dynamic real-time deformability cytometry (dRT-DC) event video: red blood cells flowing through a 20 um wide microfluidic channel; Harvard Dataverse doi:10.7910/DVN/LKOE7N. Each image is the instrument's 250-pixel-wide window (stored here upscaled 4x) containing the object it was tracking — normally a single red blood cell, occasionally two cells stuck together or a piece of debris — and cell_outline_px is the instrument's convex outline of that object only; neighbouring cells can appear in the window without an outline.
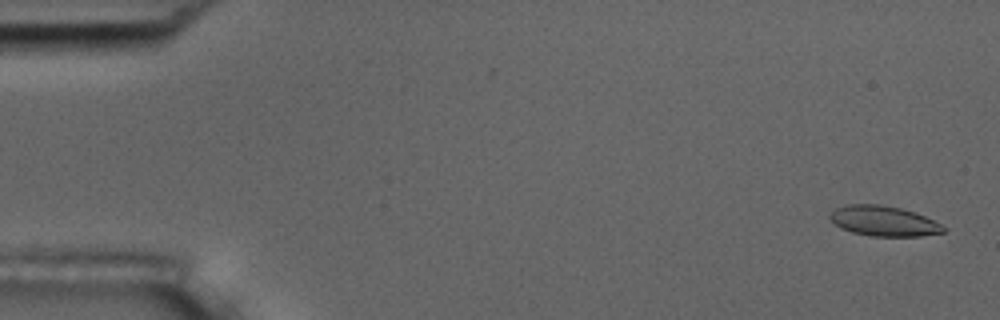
{"species": "common noctule bat (a hibernating species)", "species_latin": "Nyctalus noctula", "temperature_condition": "room temperature", "stored_images_in_passage": 55, "camera_frame_rate_fps": 3000, "um_per_image_px": 0.085, "animal": {"sex": "male", "body_mass_g": 17.5, "forearm_length_mm": 52.3}, "frame": {"image": 1, "passage_image": 2, "time_ms": 0.333, "image_size_px": [1000, 320], "cell_outline_px": [[948, 228], [944, 232], [920, 236], [872, 236], [852, 232], [840, 228], [828, 216], [836, 208], [848, 204], [880, 204], [900, 208], [916, 212]], "centroid_in_image_um": [75.12, 18.78], "position_along_channel_um": 9.9, "area_um2": 19.88}}
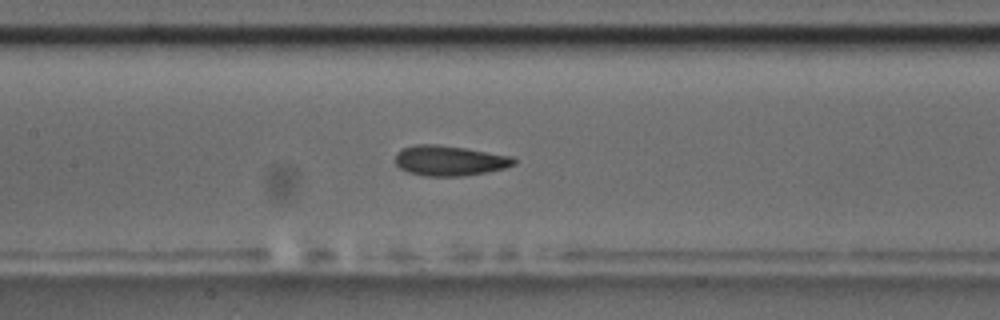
{"frame": {"image": 2, "passage_image": 26, "time_ms": 8.333, "image_size_px": [1000, 320], "cell_outline_px": [[516, 164], [504, 168], [488, 172], [464, 176], [424, 176], [408, 172], [400, 168], [396, 164], [396, 152], [404, 148], [416, 144], [440, 144], [512, 156], [516, 160]], "centroid_in_image_um": [38.21, 13.66], "position_along_channel_um": 169.2, "area_um2": 20.92}}
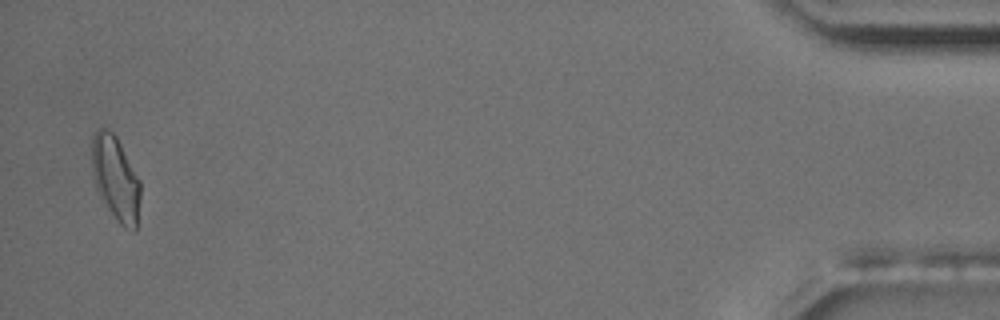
{"frame": {"image": 3, "passage_image": 54, "time_ms": 17.667, "image_size_px": [1000, 320], "cell_outline_px": [[140, 200], [136, 232], [132, 232], [124, 228], [116, 220], [100, 196], [96, 188], [92, 176], [92, 136], [96, 128], [104, 128], [112, 132], [116, 136], [140, 180]], "centroid_in_image_um": [9.83, 15.19], "position_along_channel_um": 425.4, "area_um2": 24.04}, "authors_computed_cell_mechanics": {"area_um2": 20.5768, "velocity_mm_per_s": 3.6654, "shape_relaxation_time_tau1_ms": 2.9509, "shape_relaxation_time_tau2_ms": 1.7096, "deformation_change_tau1": 0.1293, "deformation_change_tau2": 0.0878}}